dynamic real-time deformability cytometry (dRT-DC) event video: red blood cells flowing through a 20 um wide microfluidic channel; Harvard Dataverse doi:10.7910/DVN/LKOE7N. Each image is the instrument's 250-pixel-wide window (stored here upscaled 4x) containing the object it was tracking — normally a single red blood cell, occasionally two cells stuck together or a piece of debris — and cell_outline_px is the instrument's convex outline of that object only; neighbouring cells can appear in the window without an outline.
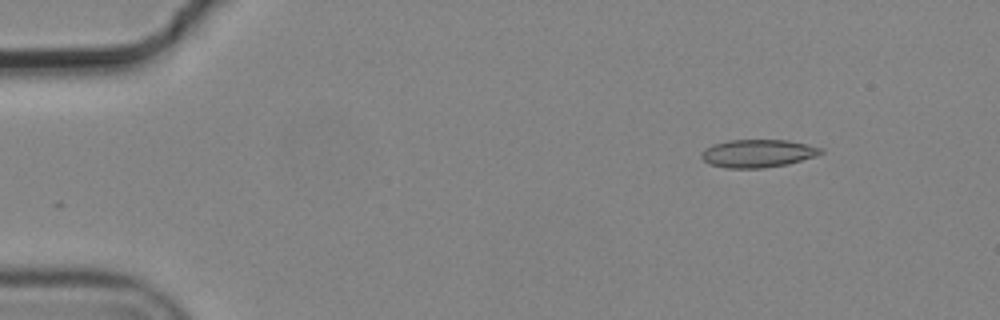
{"species": "common noctule bat (a hibernating species)", "species_latin": "Nyctalus noctula", "temperature_condition": "cold", "stored_images_in_passage": 8, "camera_frame_rate_fps": 3000, "um_per_image_px": 0.085, "animal": {"sex": "male", "body_mass_g": 19.2, "forearm_length_mm": 51.8}, "frame": {"image": 1, "passage_image": 1, "time_ms": 0.0, "image_size_px": [1000, 320], "cell_outline_px": [[824, 152], [816, 156], [788, 164], [764, 168], [728, 168], [712, 164], [704, 160], [700, 156], [700, 152], [704, 148], [712, 144], [728, 140], [788, 140], [824, 148]], "centroid_in_image_um": [64.42, 13.03], "position_along_channel_um": 20.6, "area_um2": 19.54}}
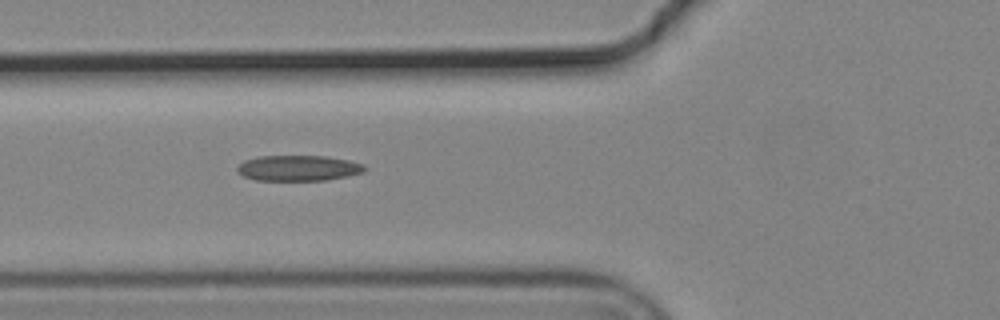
{"frame": {"image": 2, "passage_image": 5, "time_ms": 1.333, "image_size_px": [1000, 320], "cell_outline_px": [[368, 168], [364, 172], [348, 176], [324, 180], [256, 180], [244, 176], [236, 172], [236, 168], [244, 160], [256, 156], [324, 156], [348, 160], [364, 164]], "centroid_in_image_um": [25.36, 14.28], "position_along_channel_um": 100.4, "area_um2": 19.07}}
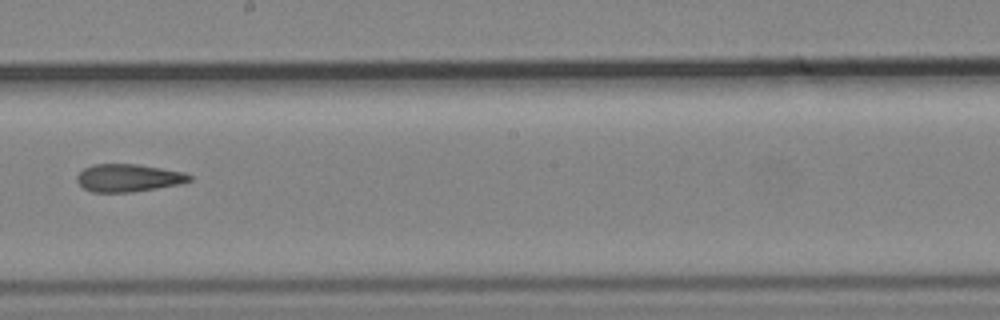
{"frame": {"image": 3, "passage_image": 8, "time_ms": 2.333, "image_size_px": [1000, 320], "cell_outline_px": [[192, 180], [180, 184], [132, 192], [92, 192], [84, 188], [76, 180], [76, 176], [84, 168], [92, 164], [140, 164], [184, 172], [192, 176]], "centroid_in_image_um": [10.91, 15.11], "position_along_channel_um": 237.3, "area_um2": 18.21}}